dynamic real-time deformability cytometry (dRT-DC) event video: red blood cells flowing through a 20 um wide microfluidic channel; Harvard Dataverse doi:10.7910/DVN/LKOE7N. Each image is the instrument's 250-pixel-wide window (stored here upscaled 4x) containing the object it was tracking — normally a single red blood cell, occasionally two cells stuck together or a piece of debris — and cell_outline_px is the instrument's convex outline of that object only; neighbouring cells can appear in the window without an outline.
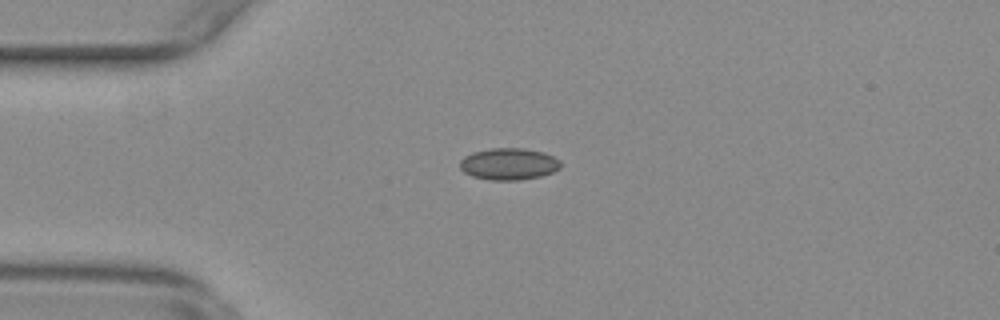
{"species": "common noctule bat (a hibernating species)", "species_latin": "Nyctalus noctula", "temperature_condition": "warm", "stored_images_in_passage": 30, "camera_frame_rate_fps": 3000, "um_per_image_px": 0.085, "animal": {"sex": "female", "body_mass_g": 29.2, "forearm_length_mm": 56.3}, "frame": {"image": 1, "passage_image": 1, "time_ms": 0.0, "image_size_px": [1000, 320], "cell_outline_px": [[560, 168], [552, 172], [540, 176], [520, 180], [488, 180], [472, 176], [464, 172], [460, 168], [460, 160], [464, 156], [472, 152], [492, 148], [520, 148], [544, 152], [560, 160]], "centroid_in_image_um": [43.22, 13.94], "position_along_channel_um": 41.8, "area_um2": 18.67}}
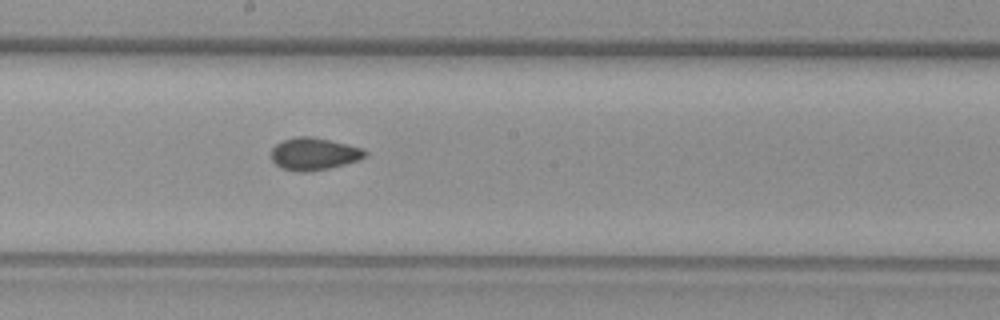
{"frame": {"image": 2, "passage_image": 17, "time_ms": 5.333, "image_size_px": [1000, 320], "cell_outline_px": [[368, 156], [360, 160], [328, 168], [308, 172], [296, 172], [280, 168], [272, 160], [272, 148], [276, 144], [284, 140], [296, 136], [308, 136], [328, 140], [360, 148], [368, 152]], "centroid_in_image_um": [26.67, 13.1], "position_along_channel_um": 221.5, "area_um2": 17.57}}
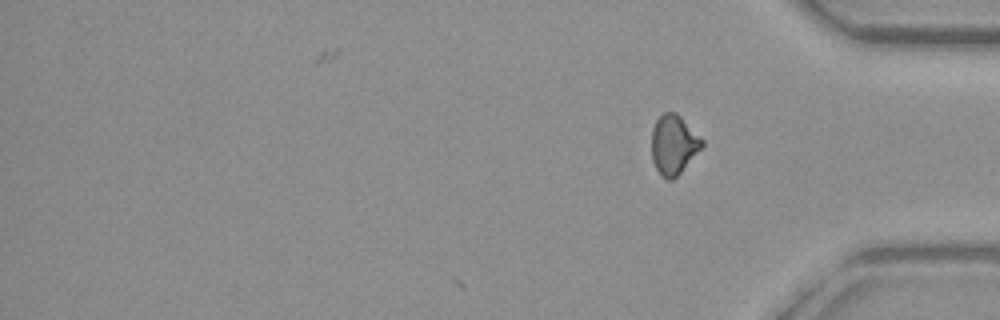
{"frame": {"image": 3, "passage_image": 30, "time_ms": 9.667, "image_size_px": [1000, 320], "cell_outline_px": [[704, 144], [680, 172], [672, 180], [668, 180], [660, 176], [652, 160], [652, 128], [656, 120], [664, 112], [676, 112], [704, 140]], "centroid_in_image_um": [57.24, 12.29], "position_along_channel_um": 378.0, "area_um2": 17.28}, "authors_computed_cell_mechanics": {"area_um2": 17.4267, "velocity_mm_per_s": 3.791, "shape_relaxation_time_tau1_ms": null, "shape_relaxation_time_tau2_ms": 1.7807, "deformation_change_tau1": null, "deformation_change_tau2": 0.0569}}